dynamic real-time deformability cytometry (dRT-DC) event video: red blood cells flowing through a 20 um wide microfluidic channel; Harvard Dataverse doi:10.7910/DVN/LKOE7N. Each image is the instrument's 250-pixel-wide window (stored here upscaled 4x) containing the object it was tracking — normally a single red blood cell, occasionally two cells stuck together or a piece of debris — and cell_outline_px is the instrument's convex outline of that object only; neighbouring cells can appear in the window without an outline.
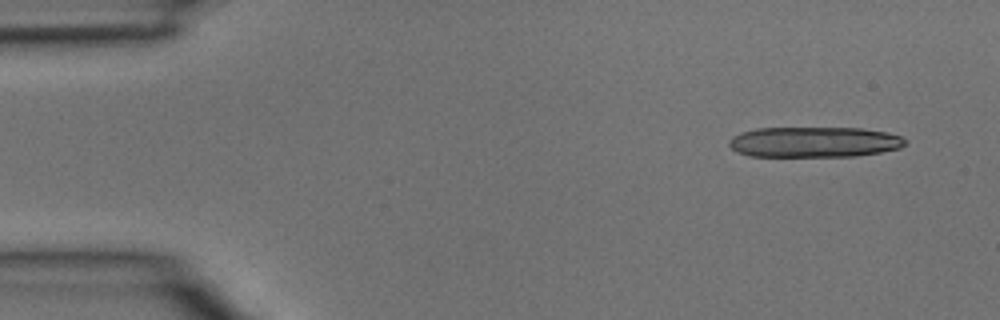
{"species": "common noctule bat (a hibernating species)", "species_latin": "Nyctalus noctula", "temperature_condition": "room temperature", "stored_images_in_passage": 4, "camera_frame_rate_fps": 3000, "um_per_image_px": 0.085, "animal": {"sex": "male", "body_mass_g": 15.6}, "frame": {"image": 1, "passage_image": 1, "time_ms": 0.0, "image_size_px": [1000, 320], "cell_outline_px": [[908, 140], [900, 148], [880, 152], [856, 156], [748, 156], [736, 152], [728, 144], [728, 140], [732, 136], [740, 132], [756, 128], [860, 128], [888, 132], [900, 136]], "centroid_in_image_um": [69.17, 12.07], "position_along_channel_um": 15.8, "area_um2": 31.5}}
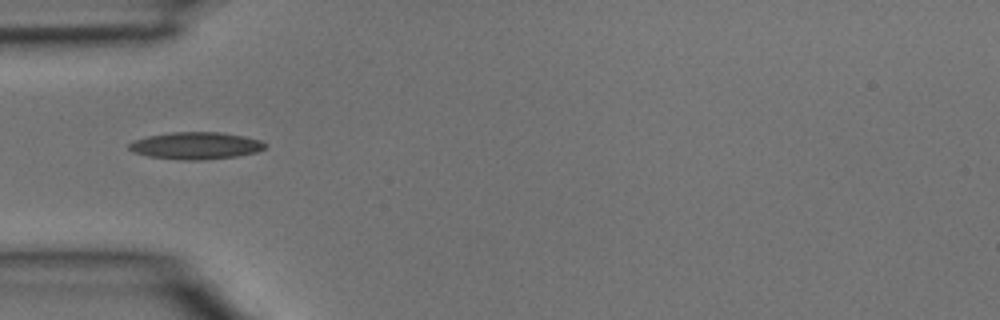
{"frame": {"image": 2, "passage_image": 3, "time_ms": 0.667, "image_size_px": [1000, 320], "cell_outline_px": [[268, 144], [264, 148], [256, 152], [236, 156], [200, 160], [184, 160], [148, 156], [132, 152], [128, 148], [128, 144], [136, 140], [148, 136], [172, 132], [220, 132], [244, 136], [260, 140]], "centroid_in_image_um": [16.64, 12.38], "position_along_channel_um": 68.4, "area_um2": 21.39}}